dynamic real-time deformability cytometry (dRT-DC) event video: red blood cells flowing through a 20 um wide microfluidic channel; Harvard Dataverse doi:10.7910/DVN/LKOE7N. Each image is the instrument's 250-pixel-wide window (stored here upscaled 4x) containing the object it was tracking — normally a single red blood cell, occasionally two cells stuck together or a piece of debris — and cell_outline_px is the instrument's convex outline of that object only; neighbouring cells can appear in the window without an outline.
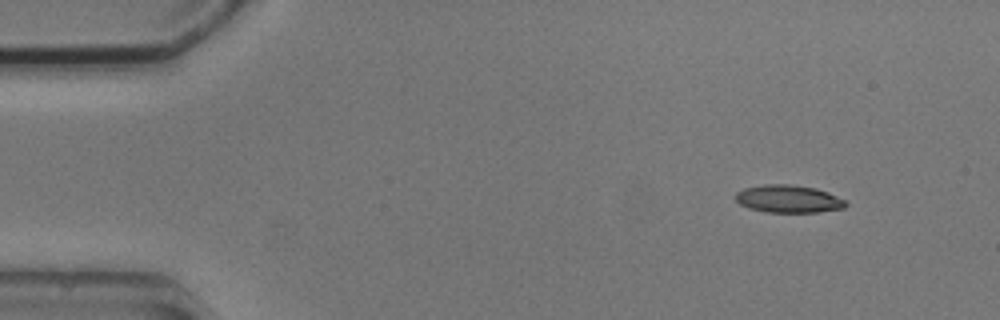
{"species": "common noctule bat (a hibernating species)", "species_latin": "Nyctalus noctula", "temperature_condition": "cold", "stored_images_in_passage": 5, "camera_frame_rate_fps": 3000, "um_per_image_px": 0.085, "animal": {"sex": "male", "body_mass_g": 20.5, "forearm_length_mm": 52.5}, "frame": {"image": 1, "passage_image": 1, "time_ms": 0.0, "image_size_px": [1000, 320], "cell_outline_px": [[848, 204], [844, 208], [816, 212], [768, 212], [748, 208], [740, 204], [736, 200], [736, 192], [744, 188], [764, 184], [788, 184], [816, 188], [828, 192], [848, 200]], "centroid_in_image_um": [67.05, 16.9], "position_along_channel_um": 18.0, "area_um2": 17.86}}
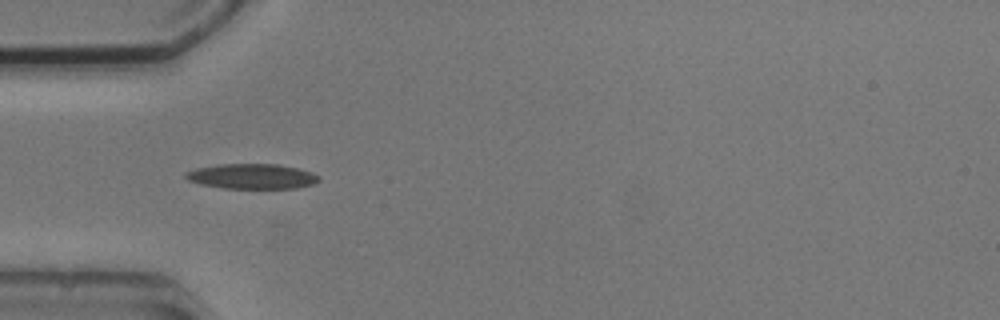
{"frame": {"image": 2, "passage_image": 4, "time_ms": 3.667, "image_size_px": [1000, 320], "cell_outline_px": [[320, 180], [316, 184], [296, 188], [224, 188], [200, 184], [188, 180], [184, 176], [184, 172], [196, 168], [216, 164], [280, 164], [312, 172], [320, 176]], "centroid_in_image_um": [21.42, 14.98], "position_along_channel_um": 63.6, "area_um2": 19.65}}